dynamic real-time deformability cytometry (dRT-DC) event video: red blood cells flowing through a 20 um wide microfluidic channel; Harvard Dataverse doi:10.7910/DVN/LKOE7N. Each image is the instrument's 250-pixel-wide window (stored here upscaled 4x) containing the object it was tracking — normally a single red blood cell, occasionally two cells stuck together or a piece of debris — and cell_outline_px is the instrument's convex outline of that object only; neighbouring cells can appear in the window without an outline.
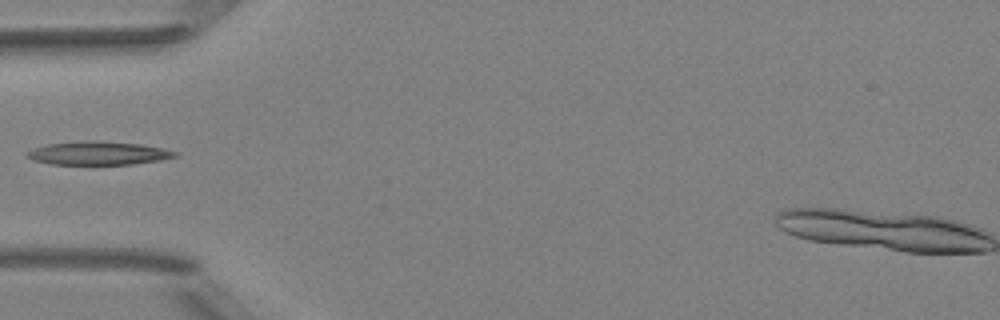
{"species": "Egyptian fruit bat (a non-hibernating species)", "species_latin": "Rousettus aegyptiacus", "temperature_condition": "room temperature", "stored_images_in_passage": 5, "camera_frame_rate_fps": 3000, "um_per_image_px": 0.085, "animal": {"sex": "female"}, "frame": {"image": 1, "passage_image": 5, "time_ms": 5.333, "image_size_px": [1000, 320], "cell_outline_px": [[180, 156], [160, 160], [132, 164], [52, 164], [36, 160], [24, 156], [24, 152], [32, 148], [48, 144], [80, 140], [96, 140], [140, 144], [164, 148], [176, 152]], "centroid_in_image_um": [8.34, 13.0], "position_along_channel_um": 76.7, "area_um2": 20.35}}